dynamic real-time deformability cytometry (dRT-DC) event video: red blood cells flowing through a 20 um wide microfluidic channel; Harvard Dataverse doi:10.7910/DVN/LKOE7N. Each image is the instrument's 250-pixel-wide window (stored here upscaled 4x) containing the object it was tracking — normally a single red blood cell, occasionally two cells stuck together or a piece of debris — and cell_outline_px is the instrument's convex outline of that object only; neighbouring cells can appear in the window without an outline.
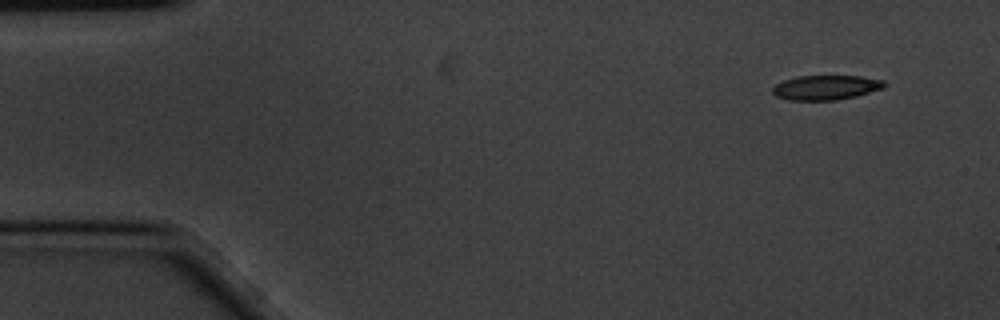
{"species": "common noctule bat (a hibernating species)", "species_latin": "Nyctalus noctula", "temperature_condition": "cold", "stored_images_in_passage": 5, "camera_frame_rate_fps": 3000, "um_per_image_px": 0.085, "animal": {"sex": "male", "body_mass_g": 20.1, "forearm_length_mm": 53.5}, "frame": {"image": 1, "passage_image": 1, "time_ms": 0.0, "image_size_px": [1000, 320], "cell_outline_px": [[888, 84], [884, 88], [856, 96], [836, 100], [788, 100], [776, 96], [772, 92], [772, 88], [776, 84], [784, 80], [800, 76], [860, 76], [884, 80]], "centroid_in_image_um": [70.23, 7.44], "position_along_channel_um": 14.8, "area_um2": 16.07}}
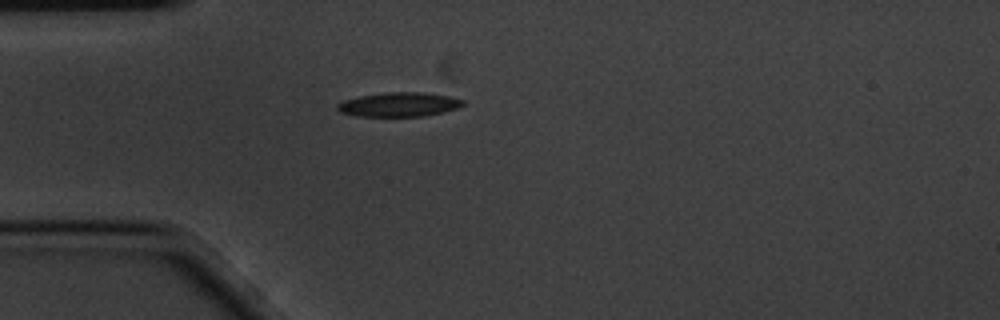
{"frame": {"image": 2, "passage_image": 4, "time_ms": 1.0, "image_size_px": [1000, 320], "cell_outline_px": [[464, 104], [456, 108], [444, 112], [424, 116], [356, 116], [340, 112], [336, 108], [336, 104], [344, 100], [360, 96], [388, 92], [420, 92], [448, 96], [464, 100]], "centroid_in_image_um": [33.89, 8.88], "position_along_channel_um": 51.1, "area_um2": 17.63}}